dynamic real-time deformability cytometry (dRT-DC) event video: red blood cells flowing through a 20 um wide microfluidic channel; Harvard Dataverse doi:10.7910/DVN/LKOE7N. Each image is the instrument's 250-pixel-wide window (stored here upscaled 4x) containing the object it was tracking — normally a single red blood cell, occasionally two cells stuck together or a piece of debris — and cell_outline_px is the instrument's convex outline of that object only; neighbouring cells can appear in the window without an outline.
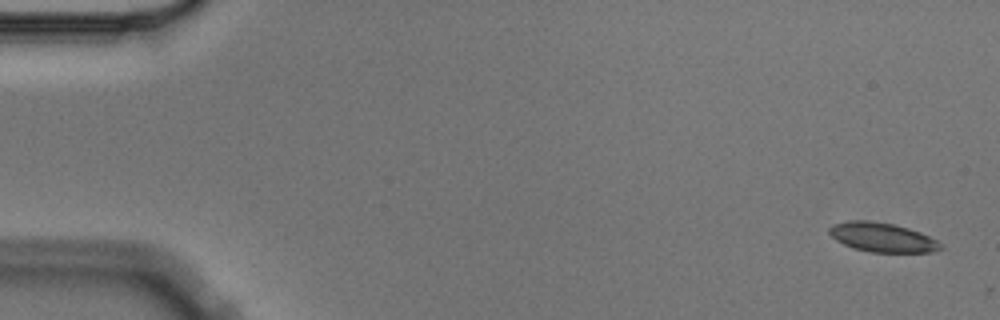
{"species": "Egyptian fruit bat (a non-hibernating species)", "species_latin": "Rousettus aegyptiacus", "temperature_condition": "cold", "stored_images_in_passage": 5, "segment_of_instrument_passage": [2, 2], "camera_frame_rate_fps": 3000, "um_per_image_px": 0.085, "animal": {"sex": "male"}, "frame": {"image": 1, "passage_image": 5, "time_ms": 1.333, "image_size_px": [1000, 320], "cell_outline_px": [[944, 248], [932, 252], [872, 252], [856, 248], [844, 244], [836, 240], [828, 232], [828, 228], [832, 224], [848, 220], [868, 220], [892, 224], [908, 228], [920, 232], [944, 244]], "centroid_in_image_um": [75.0, 20.17], "position_along_channel_um": 10.0, "area_um2": 18.96}}